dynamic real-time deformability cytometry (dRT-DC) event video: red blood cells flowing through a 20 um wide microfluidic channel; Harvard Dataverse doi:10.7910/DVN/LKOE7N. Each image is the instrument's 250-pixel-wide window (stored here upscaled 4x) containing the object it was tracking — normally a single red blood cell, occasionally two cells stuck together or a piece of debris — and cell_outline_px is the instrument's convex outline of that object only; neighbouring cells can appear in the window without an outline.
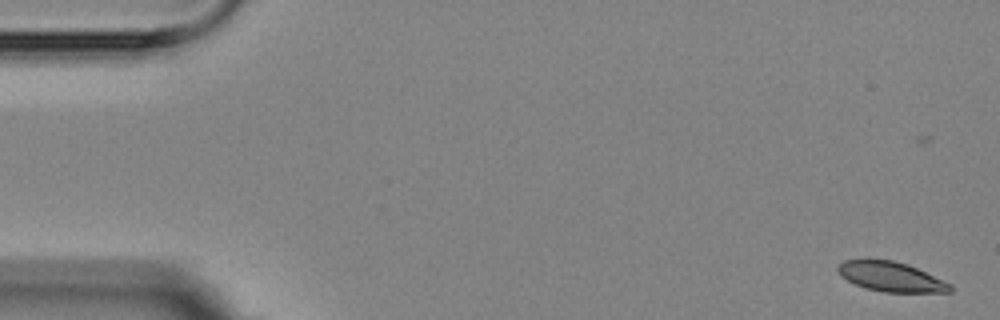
{"species": "Egyptian fruit bat (a non-hibernating species)", "species_latin": "Rousettus aegyptiacus", "temperature_condition": "room temperature", "stored_images_in_passage": 6, "camera_frame_rate_fps": 3000, "um_per_image_px": 0.085, "animal": {"sex": "female"}, "frame": {"image": 1, "passage_image": 1, "time_ms": 0.0, "image_size_px": [1000, 320], "cell_outline_px": [[952, 292], [884, 292], [864, 288], [840, 276], [836, 268], [844, 260], [864, 256], [868, 256], [892, 260], [908, 264], [952, 284]], "centroid_in_image_um": [75.67, 23.47], "position_along_channel_um": 9.3, "area_um2": 20.06}}